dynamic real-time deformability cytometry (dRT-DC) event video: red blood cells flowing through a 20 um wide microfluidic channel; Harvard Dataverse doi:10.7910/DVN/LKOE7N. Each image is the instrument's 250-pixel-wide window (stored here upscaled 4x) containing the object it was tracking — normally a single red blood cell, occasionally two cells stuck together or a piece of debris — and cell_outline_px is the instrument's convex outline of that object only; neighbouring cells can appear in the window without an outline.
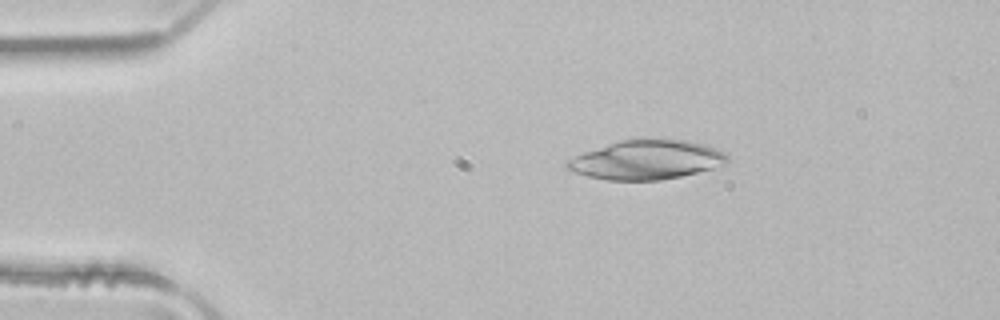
{"species": "common noctule bat (a hibernating species)", "species_latin": "Nyctalus noctula", "temperature_condition": "room temperature", "stored_images_in_passage": 3, "segment_of_instrument_passage": [1, 2], "camera_frame_rate_fps": 3000, "um_per_image_px": 0.085, "animal": {"sex": "male", "body_mass_g": 21.5, "forearm_length_mm": 52.0}, "frame": {"image": 1, "passage_image": 1, "time_ms": 0.0, "image_size_px": [1000, 320], "cell_outline_px": [[728, 160], [724, 164], [712, 168], [680, 176], [660, 180], [608, 180], [588, 176], [572, 172], [564, 168], [564, 160], [584, 152], [620, 140], [688, 140], [708, 144], [724, 152], [728, 156]], "centroid_in_image_um": [54.92, 13.59], "position_along_channel_um": 30.1, "area_um2": 36.47}}